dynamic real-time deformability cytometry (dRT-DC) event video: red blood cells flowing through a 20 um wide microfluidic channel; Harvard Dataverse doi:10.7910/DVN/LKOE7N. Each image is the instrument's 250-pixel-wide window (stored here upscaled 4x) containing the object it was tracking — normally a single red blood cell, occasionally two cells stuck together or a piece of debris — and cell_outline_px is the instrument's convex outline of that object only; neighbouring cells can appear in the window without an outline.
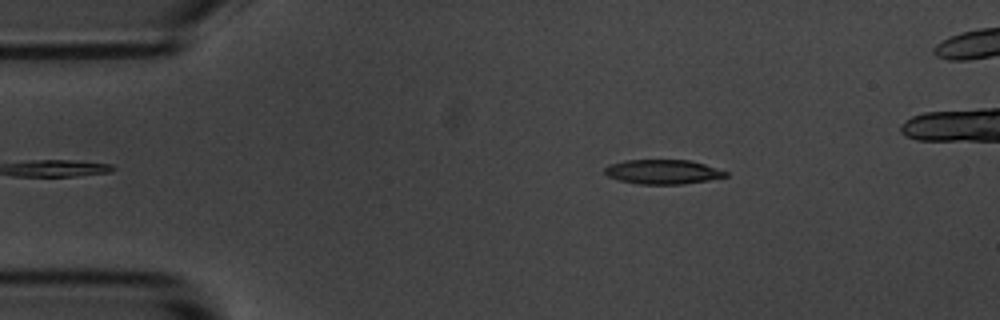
{"species": "common noctule bat (a hibernating species)", "species_latin": "Nyctalus noctula", "temperature_condition": "room temperature", "stored_images_in_passage": 40, "camera_frame_rate_fps": 3000, "um_per_image_px": 0.085, "animal": {"sex": "male", "body_mass_g": 20.1, "forearm_length_mm": 53.5}, "frame": {"image": 1, "passage_image": 2, "time_ms": 0.333, "image_size_px": [1000, 320], "cell_outline_px": [[728, 176], [708, 180], [684, 184], [640, 184], [620, 180], [608, 176], [604, 172], [604, 168], [608, 164], [624, 160], [692, 160], [728, 172]], "centroid_in_image_um": [56.33, 14.6], "position_along_channel_um": 28.7, "area_um2": 17.22}}
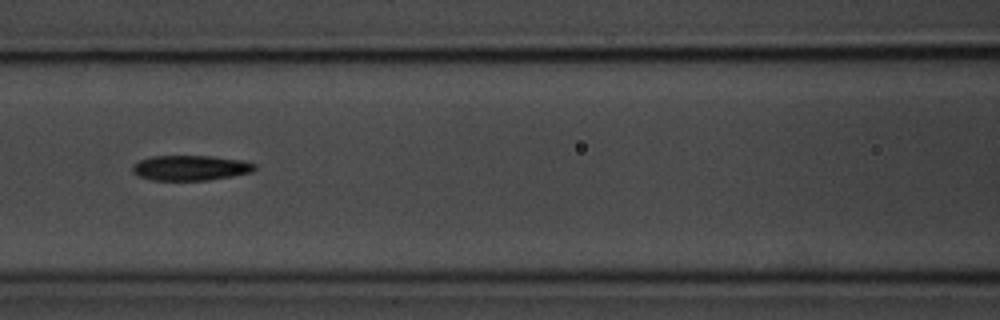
{"frame": {"image": 2, "passage_image": 16, "time_ms": 5.0, "image_size_px": [1000, 320], "cell_outline_px": [[256, 168], [252, 172], [232, 176], [208, 180], [152, 180], [140, 176], [132, 172], [132, 164], [140, 160], [152, 156], [212, 156], [240, 160], [256, 164]], "centroid_in_image_um": [16.18, 14.27], "position_along_channel_um": 150.4, "area_um2": 17.86}}
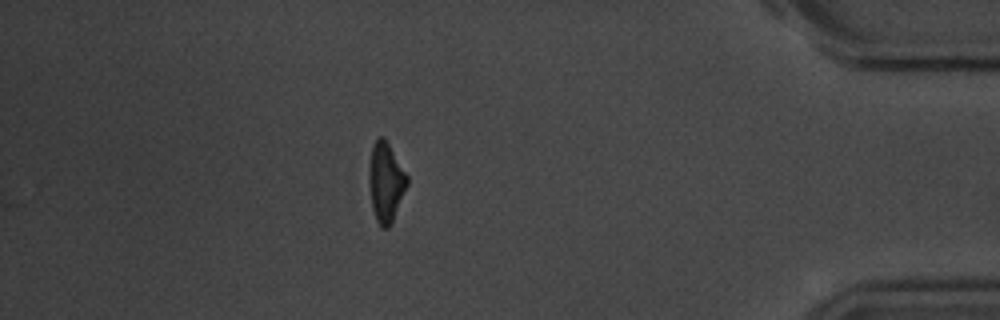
{"frame": {"image": 3, "passage_image": 40, "time_ms": 13.0, "image_size_px": [1000, 320], "cell_outline_px": [[408, 184], [392, 220], [388, 228], [380, 228], [376, 220], [372, 208], [368, 180], [368, 168], [372, 144], [376, 136], [384, 136], [408, 176]], "centroid_in_image_um": [32.76, 15.43], "position_along_channel_um": 402.4, "area_um2": 17.8}, "authors_computed_cell_mechanics": {"area_um2": 17.918, "velocity_mm_per_s": 3.6927, "shape_relaxation_time_tau1_ms": 2.6658, "shape_relaxation_time_tau2_ms": 3.5607, "deformation_change_tau1": 0.1711, "deformation_change_tau2": 0.1299}}